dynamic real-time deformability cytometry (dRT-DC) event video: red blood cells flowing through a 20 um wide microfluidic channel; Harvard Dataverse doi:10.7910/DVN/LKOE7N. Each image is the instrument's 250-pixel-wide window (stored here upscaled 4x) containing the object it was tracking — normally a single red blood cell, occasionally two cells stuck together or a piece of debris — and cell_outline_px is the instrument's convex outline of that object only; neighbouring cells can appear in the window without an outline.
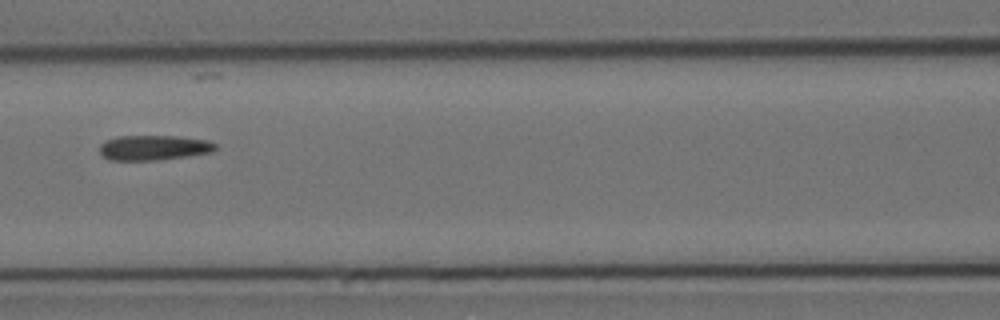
{"species": "Egyptian fruit bat (a non-hibernating species)", "species_latin": "Rousettus aegyptiacus", "temperature_condition": "cold", "stored_images_in_passage": 14, "camera_frame_rate_fps": 3000, "um_per_image_px": 0.085, "animal": {"sex": "female"}, "frame": {"image": 1, "passage_image": 7, "time_ms": 8.0, "image_size_px": [1000, 320], "cell_outline_px": [[216, 148], [212, 152], [188, 156], [156, 160], [108, 160], [100, 152], [100, 144], [104, 140], [116, 136], [176, 136], [208, 140], [216, 144]], "centroid_in_image_um": [13.05, 12.55], "position_along_channel_um": 153.6, "area_um2": 16.94}}
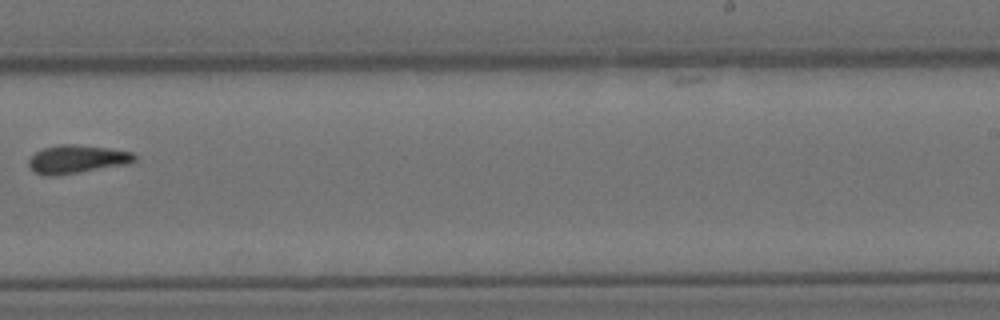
{"frame": {"image": 2, "passage_image": 10, "time_ms": 11.667, "image_size_px": [1000, 320], "cell_outline_px": [[136, 160], [128, 164], [56, 176], [44, 176], [32, 172], [28, 164], [28, 160], [36, 152], [44, 148], [60, 144], [76, 144], [108, 148], [132, 152], [136, 156]], "centroid_in_image_um": [6.51, 13.54], "position_along_channel_um": 282.5, "area_um2": 17.57}}
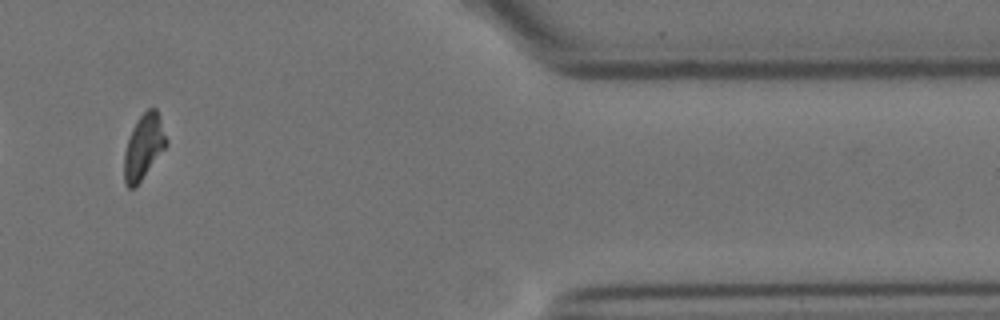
{"frame": {"image": 3, "passage_image": 13, "time_ms": 16.0, "image_size_px": [1000, 320], "cell_outline_px": [[168, 144], [136, 188], [128, 188], [124, 184], [124, 152], [132, 128], [136, 120], [148, 108], [156, 108], [160, 116], [168, 140]], "centroid_in_image_um": [12.22, 12.49], "position_along_channel_um": 399.2, "area_um2": 16.18}, "authors_computed_cell_mechanics": {"area_um2": 17.1666, "velocity_mm_per_s": 3.5129, "shape_relaxation_time_tau1_ms": null, "shape_relaxation_time_tau2_ms": 6.2062, "deformation_change_tau1": null, "deformation_change_tau2": 0.1215}}